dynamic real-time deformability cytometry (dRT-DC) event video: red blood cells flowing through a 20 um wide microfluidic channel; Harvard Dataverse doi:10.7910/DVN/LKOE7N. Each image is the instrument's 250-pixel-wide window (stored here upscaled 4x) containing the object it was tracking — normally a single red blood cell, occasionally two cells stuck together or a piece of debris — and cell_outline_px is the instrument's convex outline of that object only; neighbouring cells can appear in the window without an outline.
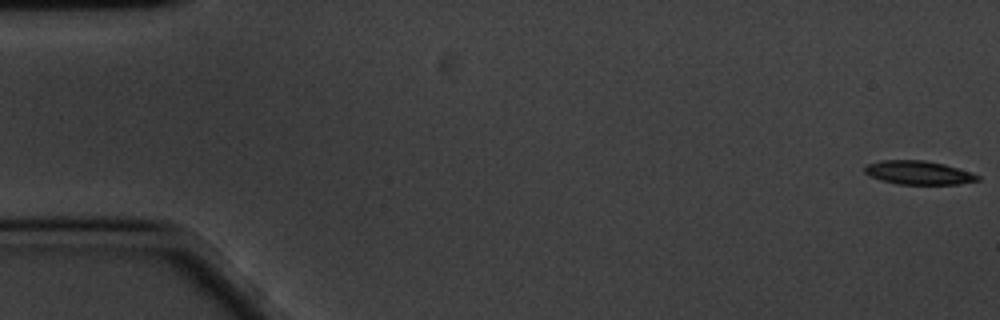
{"species": "common noctule bat (a hibernating species)", "species_latin": "Nyctalus noctula", "temperature_condition": "cold", "stored_images_in_passage": 55, "camera_frame_rate_fps": 3000, "um_per_image_px": 0.085, "animal": {"sex": "male", "body_mass_g": 20.1, "forearm_length_mm": 53.5}, "frame": {"image": 1, "passage_image": 1, "time_ms": 0.0, "image_size_px": [1000, 320], "cell_outline_px": [[980, 180], [960, 184], [896, 184], [880, 180], [868, 176], [864, 172], [864, 164], [880, 160], [924, 160], [944, 164], [972, 172], [980, 176]], "centroid_in_image_um": [78.03, 14.67], "position_along_channel_um": 7.0, "area_um2": 15.84}}
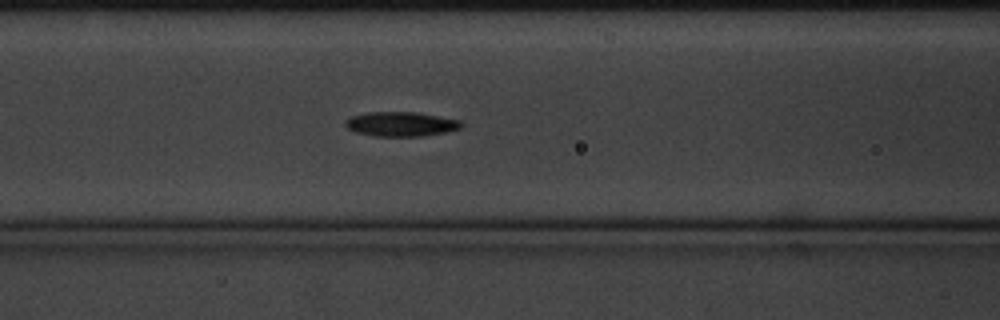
{"frame": {"image": 2, "passage_image": 24, "time_ms": 7.667, "image_size_px": [1000, 320], "cell_outline_px": [[464, 124], [460, 128], [444, 132], [424, 136], [372, 136], [356, 132], [348, 128], [344, 124], [344, 120], [352, 116], [368, 112], [416, 112], [460, 120]], "centroid_in_image_um": [34.06, 10.54], "position_along_channel_um": 132.5, "area_um2": 16.53}}
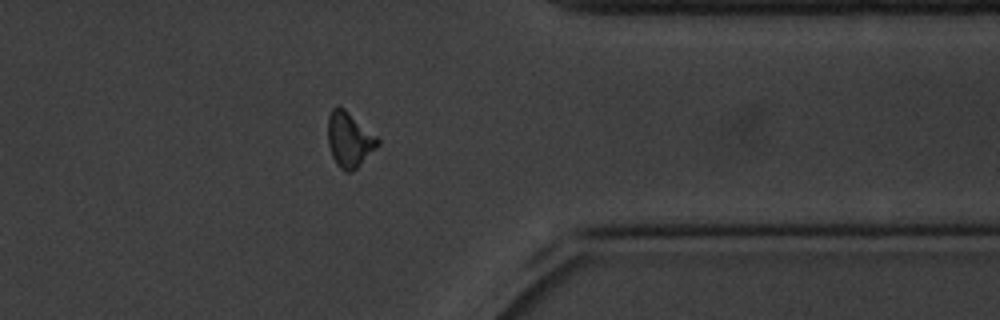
{"frame": {"image": 3, "passage_image": 47, "time_ms": 15.333, "image_size_px": [1000, 320], "cell_outline_px": [[380, 144], [352, 172], [344, 172], [336, 164], [332, 156], [328, 144], [328, 116], [332, 108], [336, 104], [340, 104], [376, 136], [380, 140]], "centroid_in_image_um": [29.67, 11.84], "position_along_channel_um": 381.7, "area_um2": 16.07}, "authors_computed_cell_mechanics": {"area_um2": 16.0684, "velocity_mm_per_s": 3.3932, "shape_relaxation_time_tau1_ms": 5.3973, "shape_relaxation_time_tau2_ms": null, "deformation_change_tau1": 0.1329, "deformation_change_tau2": null}}